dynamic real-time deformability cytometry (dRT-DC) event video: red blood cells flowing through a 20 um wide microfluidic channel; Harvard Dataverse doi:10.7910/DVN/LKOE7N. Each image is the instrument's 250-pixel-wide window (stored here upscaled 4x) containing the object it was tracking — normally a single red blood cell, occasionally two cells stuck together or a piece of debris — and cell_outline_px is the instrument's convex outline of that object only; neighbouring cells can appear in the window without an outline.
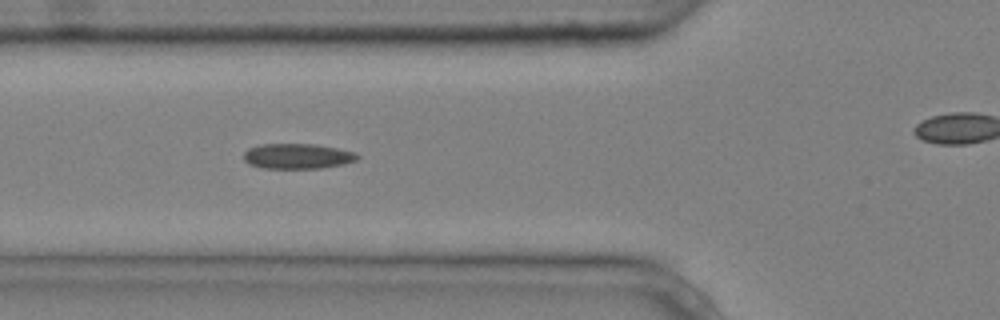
{"species": "common noctule bat (a hibernating species)", "species_latin": "Nyctalus noctula", "temperature_condition": "cold", "stored_images_in_passage": 10, "camera_frame_rate_fps": 3000, "um_per_image_px": 0.085, "animal": {"sex": "male", "body_mass_g": 20.4}, "frame": {"image": 1, "passage_image": 6, "time_ms": 1.667, "image_size_px": [1000, 320], "cell_outline_px": [[360, 156], [356, 160], [344, 164], [320, 168], [260, 168], [248, 164], [244, 160], [244, 152], [248, 148], [260, 144], [316, 144], [356, 152]], "centroid_in_image_um": [25.27, 13.27], "position_along_channel_um": 100.5, "area_um2": 16.82}}